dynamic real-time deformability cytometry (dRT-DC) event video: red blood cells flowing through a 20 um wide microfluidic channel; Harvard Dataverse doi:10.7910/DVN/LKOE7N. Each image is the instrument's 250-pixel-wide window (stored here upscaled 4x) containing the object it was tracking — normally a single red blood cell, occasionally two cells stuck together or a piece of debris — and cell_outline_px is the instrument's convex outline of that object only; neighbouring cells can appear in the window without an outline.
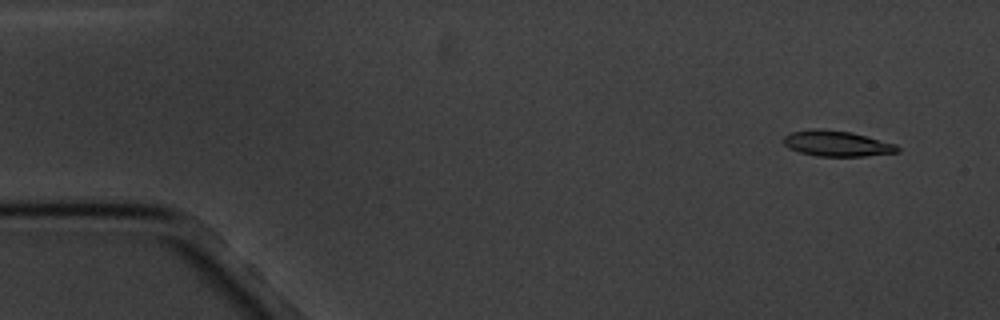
{"species": "common noctule bat (a hibernating species)", "species_latin": "Nyctalus noctula", "temperature_condition": "cold", "stored_images_in_passage": 11, "camera_frame_rate_fps": 3000, "um_per_image_px": 0.085, "animal": {"sex": "male", "body_mass_g": 20.1, "forearm_length_mm": 53.5}, "frame": {"image": 1, "passage_image": 2, "time_ms": 1.0, "image_size_px": [1000, 320], "cell_outline_px": [[900, 152], [864, 156], [816, 156], [800, 152], [788, 148], [784, 144], [784, 136], [788, 132], [816, 128], [820, 128], [852, 132], [896, 144], [900, 148]], "centroid_in_image_um": [71.12, 12.19], "position_along_channel_um": 13.9, "area_um2": 17.17}}
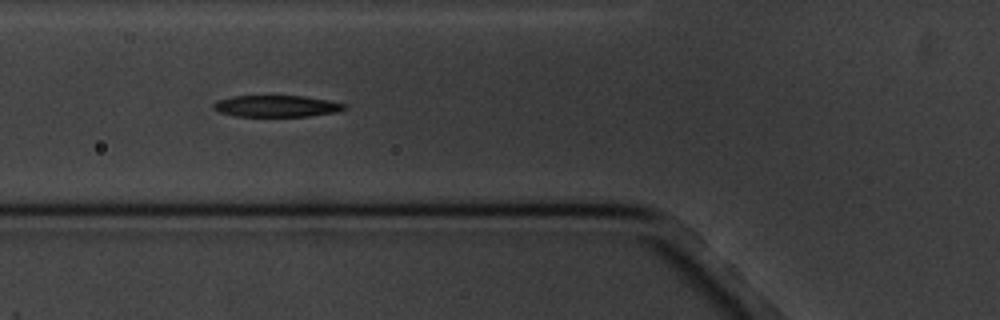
{"frame": {"image": 2, "passage_image": 7, "time_ms": 6.667, "image_size_px": [1000, 320], "cell_outline_px": [[348, 108], [336, 112], [308, 116], [236, 116], [220, 112], [212, 108], [212, 104], [216, 100], [232, 96], [304, 96], [328, 100], [348, 104]], "centroid_in_image_um": [23.51, 9.01], "position_along_channel_um": 102.3, "area_um2": 16.53}}
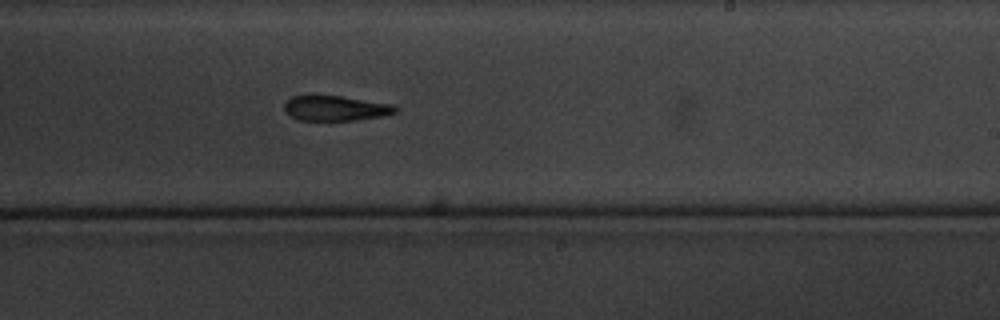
{"frame": {"image": 3, "passage_image": 11, "time_ms": 11.333, "image_size_px": [1000, 320], "cell_outline_px": [[400, 108], [396, 112], [384, 116], [352, 120], [296, 120], [284, 112], [284, 104], [292, 96], [308, 92], [316, 92], [392, 104]], "centroid_in_image_um": [28.44, 9.15], "position_along_channel_um": 260.6, "area_um2": 17.05}}